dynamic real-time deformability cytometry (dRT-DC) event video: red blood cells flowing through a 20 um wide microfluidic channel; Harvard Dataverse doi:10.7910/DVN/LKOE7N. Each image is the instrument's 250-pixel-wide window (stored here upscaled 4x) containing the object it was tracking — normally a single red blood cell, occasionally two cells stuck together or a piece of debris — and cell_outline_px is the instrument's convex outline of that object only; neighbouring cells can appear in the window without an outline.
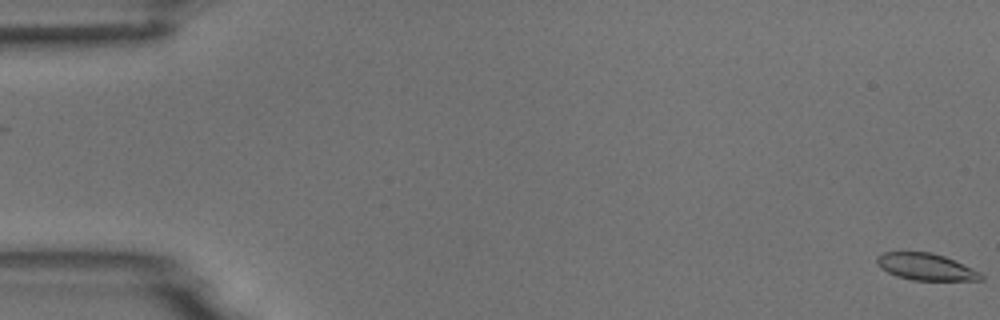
{"species": "common noctule bat (a hibernating species)", "species_latin": "Nyctalus noctula", "temperature_condition": "room temperature", "stored_images_in_passage": 2, "camera_frame_rate_fps": 3000, "um_per_image_px": 0.085, "animal": {"sex": "male", "body_mass_g": 18.8}, "frame": {"image": 1, "passage_image": 2, "time_ms": 0.333, "image_size_px": [1000, 320], "cell_outline_px": [[984, 280], [912, 280], [896, 276], [880, 268], [876, 260], [876, 256], [884, 252], [932, 252], [944, 256], [972, 268], [980, 272], [984, 276]], "centroid_in_image_um": [78.69, 22.68], "position_along_channel_um": 6.3, "area_um2": 16.24}}